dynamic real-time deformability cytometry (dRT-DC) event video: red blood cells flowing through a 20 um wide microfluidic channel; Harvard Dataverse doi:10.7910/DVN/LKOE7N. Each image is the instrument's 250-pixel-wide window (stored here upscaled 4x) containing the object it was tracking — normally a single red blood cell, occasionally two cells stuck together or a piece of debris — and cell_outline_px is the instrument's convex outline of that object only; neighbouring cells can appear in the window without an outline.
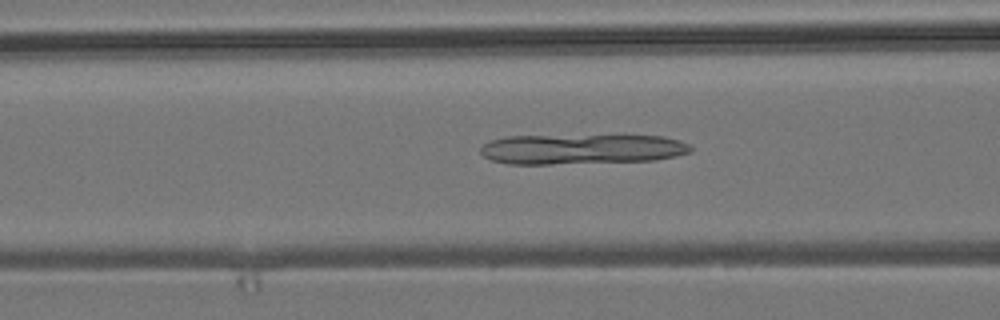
{"species": "common noctule bat (a hibernating species)", "species_latin": "Nyctalus noctula", "temperature_condition": "room temperature", "stored_images_in_passage": 53, "camera_frame_rate_fps": 3000, "um_per_image_px": 0.085, "animal": {"sex": "male", "body_mass_g": 19.2, "forearm_length_mm": 51.8}, "frame": {"image": 1, "passage_image": 20, "time_ms": 6.333, "image_size_px": [1000, 320], "cell_outline_px": [[692, 152], [676, 156], [656, 160], [548, 164], [508, 164], [492, 160], [484, 156], [480, 152], [480, 148], [484, 144], [492, 140], [504, 136], [664, 136], [680, 140], [688, 144], [692, 148]], "centroid_in_image_um": [49.45, 12.68], "position_along_channel_um": 117.2, "area_um2": 36.76}}
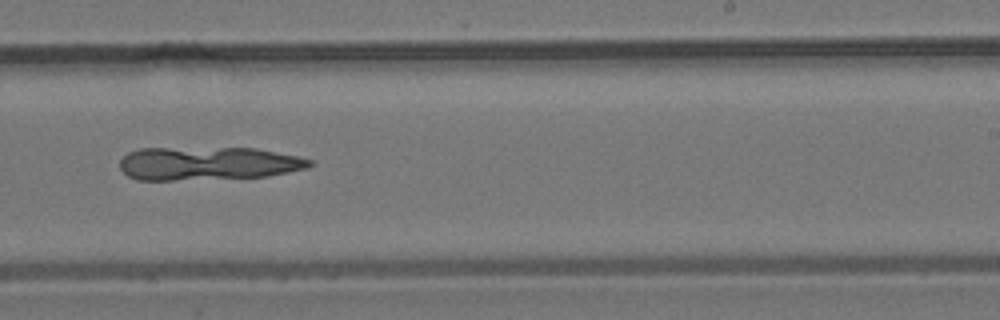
{"frame": {"image": 2, "passage_image": 32, "time_ms": 10.333, "image_size_px": [1000, 320], "cell_outline_px": [[316, 164], [308, 168], [268, 176], [172, 180], [136, 180], [128, 176], [120, 168], [120, 160], [128, 152], [140, 148], [256, 148], [296, 156], [312, 160]], "centroid_in_image_um": [17.67, 13.89], "position_along_channel_um": 271.3, "area_um2": 36.88}}
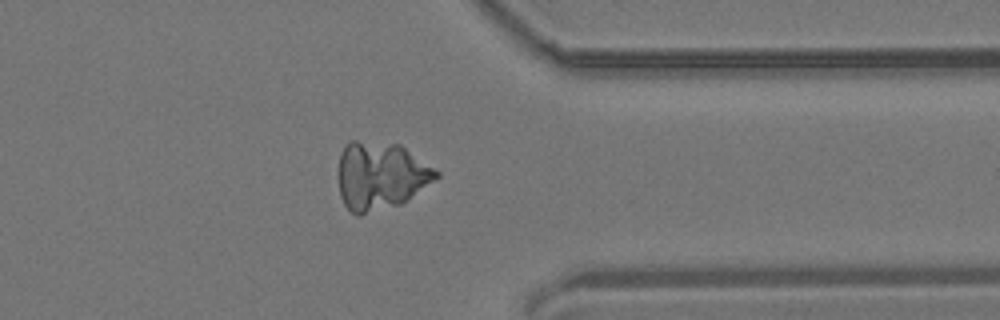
{"frame": {"image": 3, "passage_image": 41, "time_ms": 13.333, "image_size_px": [1000, 320], "cell_outline_px": [[440, 176], [408, 200], [400, 204], [360, 216], [356, 216], [344, 204], [340, 196], [340, 152], [344, 144], [348, 140], [356, 140], [400, 144], [440, 172]], "centroid_in_image_um": [32.35, 14.93], "position_along_channel_um": 379.0, "area_um2": 38.78}}